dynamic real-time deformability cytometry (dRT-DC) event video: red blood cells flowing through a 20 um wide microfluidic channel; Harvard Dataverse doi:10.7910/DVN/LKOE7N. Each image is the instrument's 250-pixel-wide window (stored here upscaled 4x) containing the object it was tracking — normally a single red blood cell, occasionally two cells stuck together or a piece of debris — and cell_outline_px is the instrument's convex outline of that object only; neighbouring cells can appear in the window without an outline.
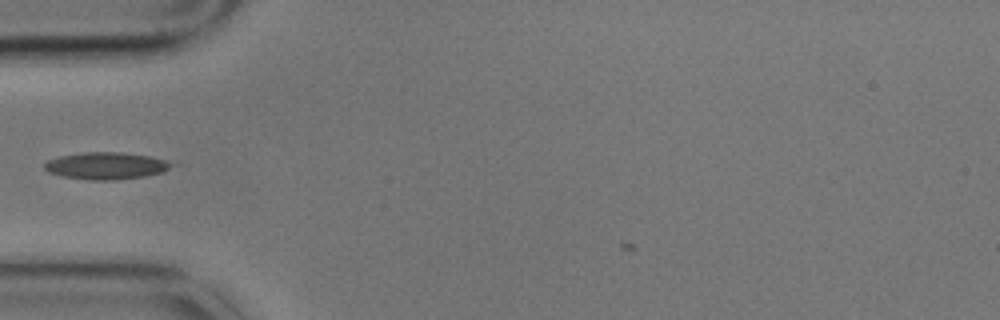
{"species": "common noctule bat (a hibernating species)", "species_latin": "Nyctalus noctula", "temperature_condition": "cold", "stored_images_in_passage": 10, "camera_frame_rate_fps": 3000, "um_per_image_px": 0.085, "animal": {"sex": "male", "body_mass_g": 17.9}, "frame": {"image": 1, "passage_image": 2, "time_ms": 0.333, "image_size_px": [1000, 320], "cell_outline_px": [[180, 164], [164, 172], [144, 176], [112, 180], [92, 180], [64, 176], [48, 172], [44, 168], [44, 164], [48, 160], [60, 156], [80, 152], [120, 152], [148, 156], [168, 160]], "centroid_in_image_um": [9.1, 14.08], "position_along_channel_um": 75.9, "area_um2": 20.17}}
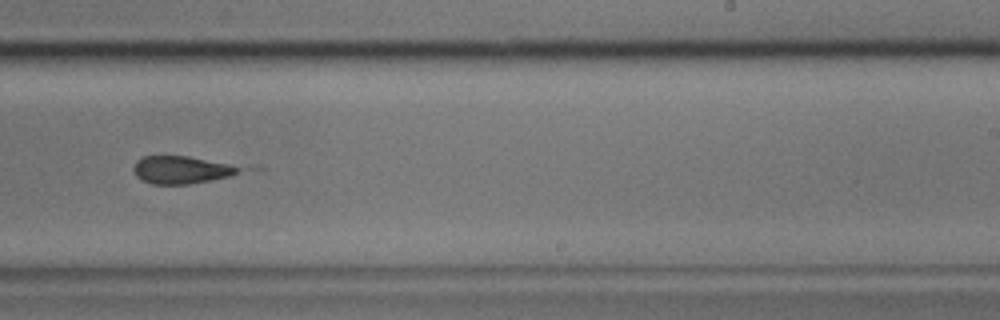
{"frame": {"image": 2, "passage_image": 7, "time_ms": 2.0, "image_size_px": [1000, 320], "cell_outline_px": [[240, 168], [236, 172], [228, 176], [188, 184], [152, 184], [136, 176], [132, 168], [136, 160], [144, 156], [188, 156], [224, 164]], "centroid_in_image_um": [15.26, 14.43], "position_along_channel_um": 273.7, "area_um2": 16.36}}
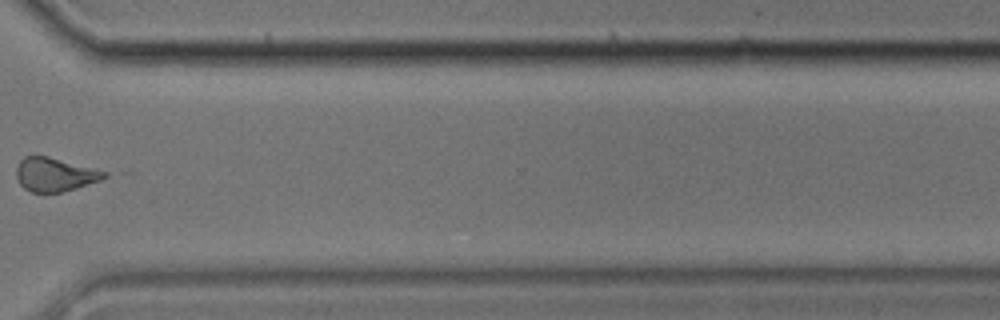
{"frame": {"image": 3, "passage_image": 9, "time_ms": 2.667, "image_size_px": [1000, 320], "cell_outline_px": [[108, 176], [100, 180], [76, 188], [60, 192], [32, 192], [24, 188], [20, 184], [16, 176], [16, 168], [20, 160], [24, 156], [48, 156], [96, 168], [108, 172]], "centroid_in_image_um": [4.67, 14.82], "position_along_channel_um": 365.9, "area_um2": 17.28}}